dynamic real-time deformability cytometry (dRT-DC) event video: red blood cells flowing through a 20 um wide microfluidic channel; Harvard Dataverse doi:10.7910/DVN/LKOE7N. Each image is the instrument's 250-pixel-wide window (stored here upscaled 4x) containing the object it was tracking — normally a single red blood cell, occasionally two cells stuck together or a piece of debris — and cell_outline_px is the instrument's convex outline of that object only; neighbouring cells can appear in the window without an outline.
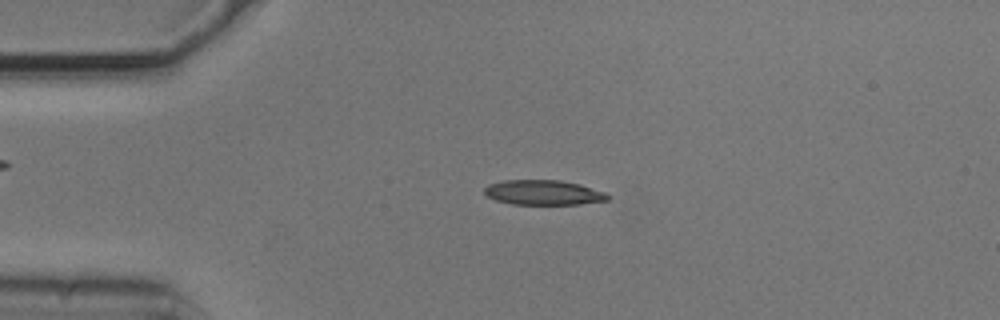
{"species": "common noctule bat (a hibernating species)", "species_latin": "Nyctalus noctula", "temperature_condition": "cold", "stored_images_in_passage": 47, "camera_frame_rate_fps": 3000, "um_per_image_px": 0.085, "animal": {"sex": "male", "body_mass_g": 20.5, "forearm_length_mm": 52.5}, "frame": {"image": 1, "passage_image": 5, "time_ms": 1.333, "image_size_px": [1000, 320], "cell_outline_px": [[608, 200], [580, 204], [512, 204], [496, 200], [488, 196], [484, 192], [484, 188], [488, 184], [504, 180], [560, 180], [580, 184], [604, 192], [608, 196]], "centroid_in_image_um": [46.17, 16.36], "position_along_channel_um": 38.8, "area_um2": 17.74}}
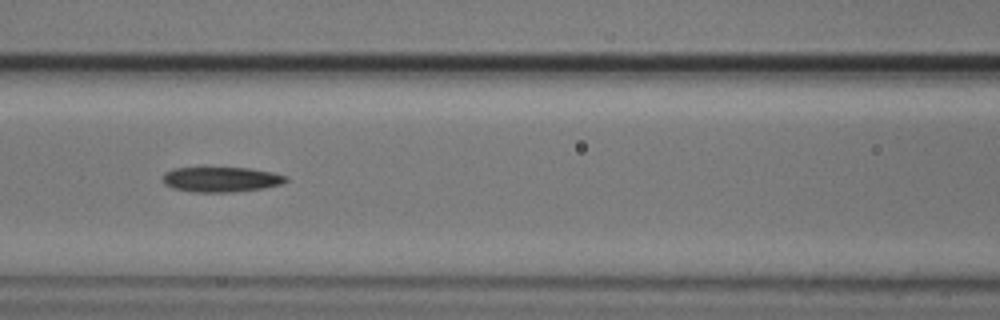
{"frame": {"image": 2, "passage_image": 16, "time_ms": 5.0, "image_size_px": [1000, 320], "cell_outline_px": [[288, 180], [280, 184], [264, 188], [232, 192], [192, 192], [172, 188], [164, 184], [164, 172], [176, 168], [204, 164], [248, 168], [272, 172], [288, 176]], "centroid_in_image_um": [18.75, 15.19], "position_along_channel_um": 147.9, "area_um2": 18.96}}
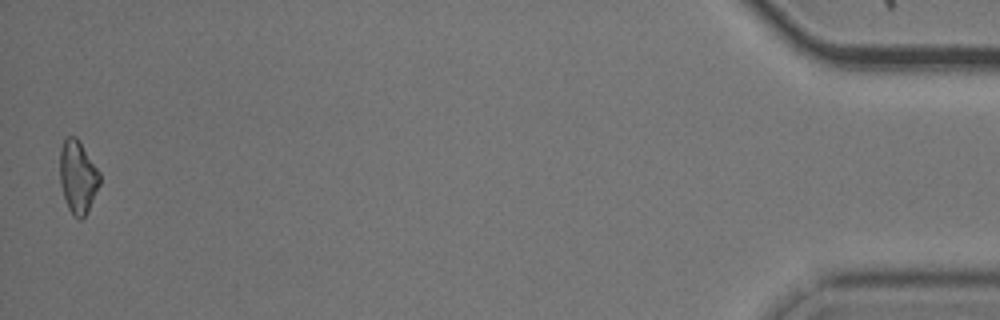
{"frame": {"image": 3, "passage_image": 46, "time_ms": 15.0, "image_size_px": [1000, 320], "cell_outline_px": [[100, 184], [88, 212], [80, 220], [72, 216], [68, 208], [60, 184], [60, 148], [64, 136], [76, 136], [100, 172]], "centroid_in_image_um": [6.61, 15.04], "position_along_channel_um": 428.6, "area_um2": 17.11}, "authors_computed_cell_mechanics": {"area_um2": 17.7446, "velocity_mm_per_s": 3.7364, "shape_relaxation_time_tau1_ms": 3.8655, "shape_relaxation_time_tau2_ms": 10.9716, "deformation_change_tau1": 0.1162, "deformation_change_tau2": 0.2422}}